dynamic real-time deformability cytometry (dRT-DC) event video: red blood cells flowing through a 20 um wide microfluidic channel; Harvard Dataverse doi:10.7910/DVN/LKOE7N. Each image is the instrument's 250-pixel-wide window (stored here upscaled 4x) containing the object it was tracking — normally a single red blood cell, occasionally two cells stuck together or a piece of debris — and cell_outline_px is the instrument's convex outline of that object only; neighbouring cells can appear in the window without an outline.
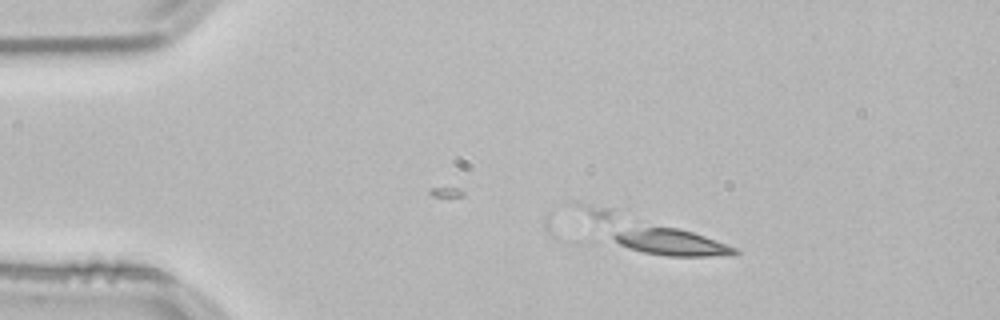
{"species": "common noctule bat (a hibernating species)", "species_latin": "Nyctalus noctula", "temperature_condition": "room temperature", "stored_images_in_passage": 20, "camera_frame_rate_fps": 3000, "um_per_image_px": 0.085, "animal": {"sex": "male", "body_mass_g": 21.5, "forearm_length_mm": 52.0}, "frame": {"image": 1, "passage_image": 1, "time_ms": 0.0, "image_size_px": [1000, 320], "cell_outline_px": [[740, 252], [712, 256], [668, 256], [644, 252], [628, 248], [620, 244], [612, 236], [616, 232], [644, 228], [676, 228], [692, 232], [704, 236], [736, 248]], "centroid_in_image_um": [57.12, 20.62], "position_along_channel_um": 27.9, "area_um2": 17.74}}
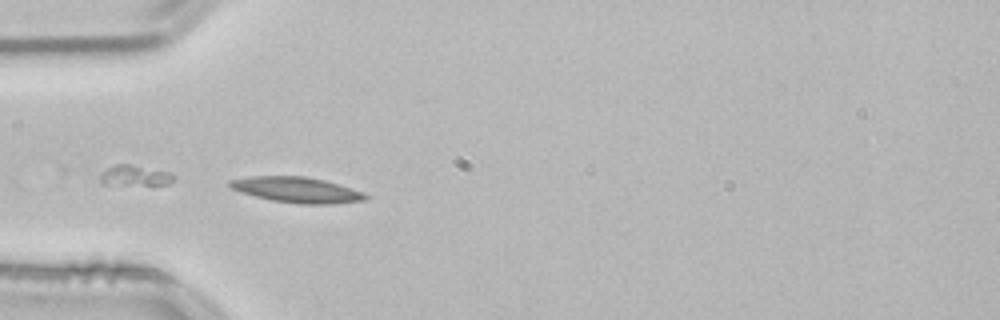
{"frame": {"image": 2, "passage_image": 8, "time_ms": 2.333, "image_size_px": [1000, 320], "cell_outline_px": [[372, 196], [368, 200], [332, 204], [296, 204], [272, 200], [256, 196], [232, 188], [228, 184], [228, 180], [252, 176], [304, 176], [324, 180], [364, 192]], "centroid_in_image_um": [25.31, 16.14], "position_along_channel_um": 59.7, "area_um2": 20.23}}